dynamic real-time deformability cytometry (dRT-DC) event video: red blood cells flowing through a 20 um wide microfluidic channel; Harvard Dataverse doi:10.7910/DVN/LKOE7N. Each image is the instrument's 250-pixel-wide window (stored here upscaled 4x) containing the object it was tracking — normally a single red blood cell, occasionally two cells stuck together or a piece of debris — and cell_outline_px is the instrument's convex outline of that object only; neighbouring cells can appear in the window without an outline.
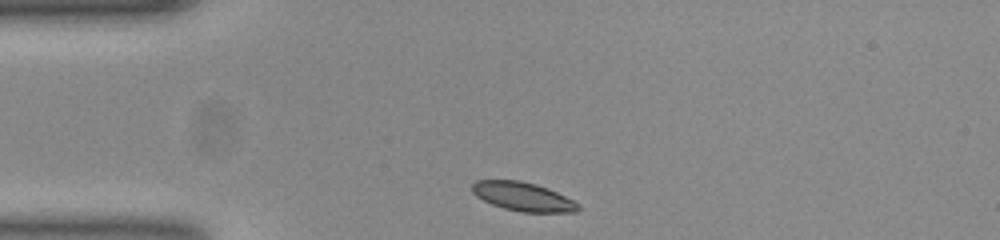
{"species": "common noctule bat (a hibernating species)", "species_latin": "Nyctalus noctula", "temperature_condition": "room temperature", "stored_images_in_passage": 32, "camera_frame_rate_fps": 3000, "um_per_image_px": 0.085, "animal": {"sex": "female", "body_mass_g": 23.0, "forearm_length_mm": 53.4}, "frame": {"image": 1, "passage_image": 1, "time_ms": 0.0, "image_size_px": [1000, 240], "cell_outline_px": [[580, 208], [576, 212], [520, 212], [504, 208], [492, 204], [476, 196], [472, 192], [472, 184], [476, 180], [520, 180], [536, 184], [548, 188], [580, 204]], "centroid_in_image_um": [44.45, 16.71], "position_along_channel_um": 40.6, "area_um2": 17.74}}
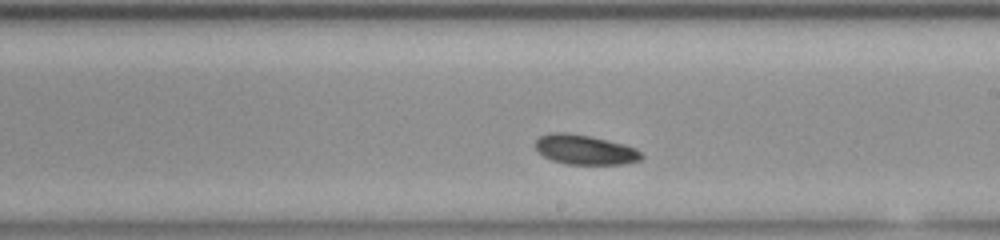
{"frame": {"image": 2, "passage_image": 19, "time_ms": 6.0, "image_size_px": [1000, 240], "cell_outline_px": [[644, 156], [640, 160], [624, 164], [564, 164], [552, 160], [544, 156], [536, 148], [536, 140], [540, 136], [556, 132], [564, 132], [588, 136], [624, 144], [636, 148]], "centroid_in_image_um": [49.74, 12.74], "position_along_channel_um": 239.3, "area_um2": 18.15}}
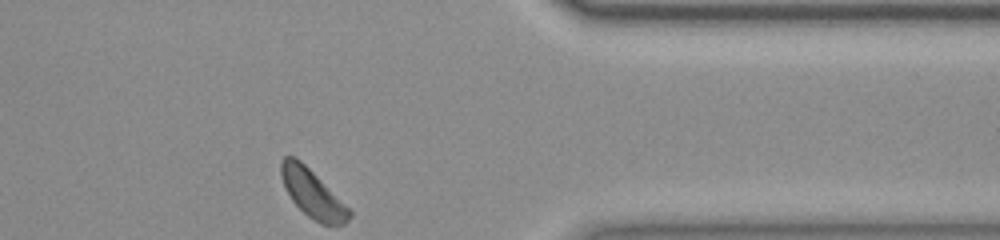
{"frame": {"image": 3, "passage_image": 32, "time_ms": 10.333, "image_size_px": [1000, 240], "cell_outline_px": [[352, 216], [344, 224], [320, 224], [308, 216], [292, 200], [284, 184], [280, 172], [280, 164], [284, 156], [292, 156], [300, 160], [352, 212]], "centroid_in_image_um": [26.54, 16.46], "position_along_channel_um": 384.9, "area_um2": 18.26}, "authors_computed_cell_mechanics": {"area_um2": 18.3226, "velocity_mm_per_s": 3.748, "shape_relaxation_time_tau1_ms": 0.5926, "shape_relaxation_time_tau2_ms": null, "deformation_change_tau1": 0.0662, "deformation_change_tau2": null}}